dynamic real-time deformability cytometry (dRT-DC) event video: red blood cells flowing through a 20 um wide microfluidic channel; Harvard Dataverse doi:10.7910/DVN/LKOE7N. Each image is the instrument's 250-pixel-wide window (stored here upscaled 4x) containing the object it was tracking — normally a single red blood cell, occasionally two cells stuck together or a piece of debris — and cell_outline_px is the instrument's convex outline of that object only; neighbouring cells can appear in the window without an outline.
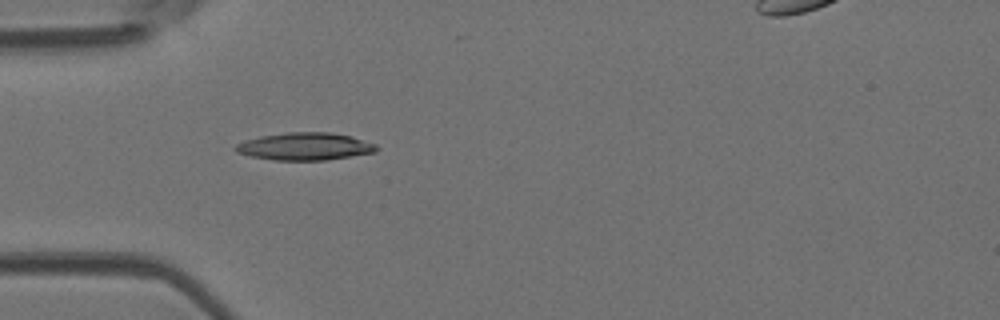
{"species": "Egyptian fruit bat (a non-hibernating species)", "species_latin": "Rousettus aegyptiacus", "temperature_condition": "room temperature", "stored_images_in_passage": 2, "camera_frame_rate_fps": 3000, "um_per_image_px": 0.085, "animal": {"sex": "female"}, "frame": {"image": 1, "passage_image": 1, "time_ms": 0.0, "image_size_px": [1000, 320], "cell_outline_px": [[380, 148], [376, 152], [324, 160], [276, 160], [252, 156], [236, 152], [232, 148], [236, 144], [244, 140], [260, 136], [288, 132], [332, 132], [352, 136], [376, 144]], "centroid_in_image_um": [25.92, 12.43], "position_along_channel_um": 59.1, "area_um2": 22.66}}